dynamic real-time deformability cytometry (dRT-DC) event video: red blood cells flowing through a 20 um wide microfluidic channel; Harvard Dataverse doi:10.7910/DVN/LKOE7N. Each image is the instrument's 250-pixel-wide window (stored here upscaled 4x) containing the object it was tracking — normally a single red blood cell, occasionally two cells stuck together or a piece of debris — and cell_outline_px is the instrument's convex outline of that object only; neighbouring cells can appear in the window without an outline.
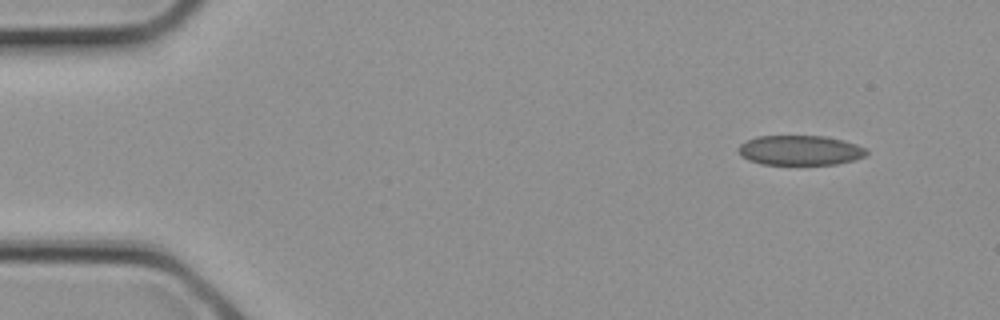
{"species": "common noctule bat (a hibernating species)", "species_latin": "Nyctalus noctula", "temperature_condition": "cold", "stored_images_in_passage": 3, "camera_frame_rate_fps": 3000, "um_per_image_px": 0.085, "animal": {"sex": "female", "body_mass_g": 21.9}, "frame": {"image": 1, "passage_image": 1, "time_ms": 0.0, "image_size_px": [1000, 320], "cell_outline_px": [[868, 152], [864, 156], [856, 160], [836, 164], [760, 164], [748, 160], [740, 156], [736, 148], [744, 140], [756, 136], [824, 136], [844, 140], [856, 144], [864, 148]], "centroid_in_image_um": [67.95, 12.77], "position_along_channel_um": 17.0, "area_um2": 22.48}}